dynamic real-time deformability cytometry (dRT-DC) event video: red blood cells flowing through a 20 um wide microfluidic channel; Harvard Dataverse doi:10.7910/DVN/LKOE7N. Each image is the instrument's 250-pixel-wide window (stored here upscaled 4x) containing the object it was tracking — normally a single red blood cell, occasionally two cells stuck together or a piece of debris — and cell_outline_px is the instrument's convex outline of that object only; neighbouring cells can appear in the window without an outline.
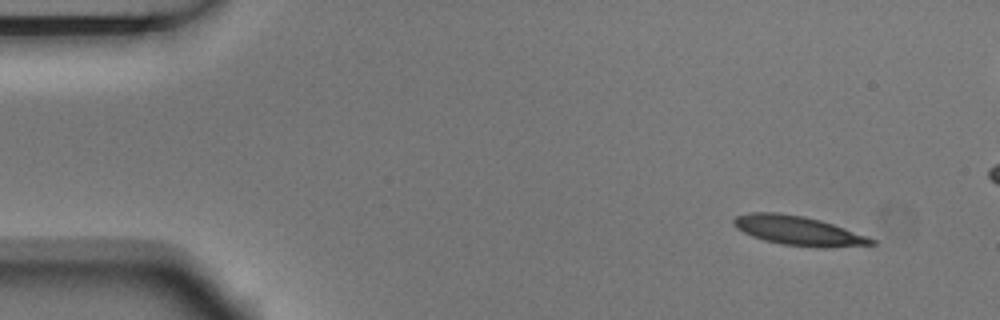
{"species": "Egyptian fruit bat (a non-hibernating species)", "species_latin": "Rousettus aegyptiacus", "temperature_condition": "room temperature", "stored_images_in_passage": 5, "camera_frame_rate_fps": 3000, "um_per_image_px": 0.085, "animal": {"sex": "male"}, "frame": {"image": 1, "passage_image": 1, "time_ms": 0.0, "image_size_px": [1000, 320], "cell_outline_px": [[876, 244], [832, 248], [816, 248], [780, 244], [764, 240], [752, 236], [736, 228], [732, 224], [732, 220], [736, 216], [748, 212], [776, 212], [804, 216], [820, 220], [868, 236], [876, 240]], "centroid_in_image_um": [67.85, 19.62], "position_along_channel_um": 17.1, "area_um2": 23.76}}